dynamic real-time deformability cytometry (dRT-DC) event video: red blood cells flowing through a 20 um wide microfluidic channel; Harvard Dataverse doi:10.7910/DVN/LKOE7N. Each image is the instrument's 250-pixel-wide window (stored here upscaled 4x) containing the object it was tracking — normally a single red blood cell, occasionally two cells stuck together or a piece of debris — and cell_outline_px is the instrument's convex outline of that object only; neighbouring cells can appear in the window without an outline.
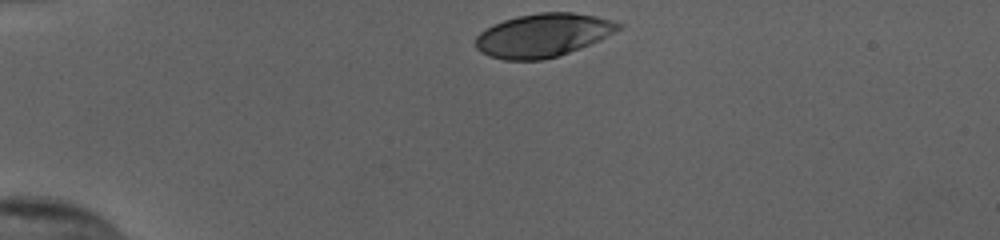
{"species": "human", "species_latin": "Homo sapiens", "temperature_condition": "cold", "stored_images_in_passage": 33, "camera_frame_rate_fps": 3000, "um_per_image_px": 0.085, "donor": {"sex": "female"}, "frame": {"image": 1, "passage_image": 1, "time_ms": 0.0, "image_size_px": [1000, 240], "cell_outline_px": [[624, 24], [620, 28], [600, 40], [560, 56], [544, 60], [504, 60], [488, 56], [480, 52], [476, 48], [476, 36], [480, 32], [492, 24], [516, 16], [540, 12], [572, 12], [596, 16]], "centroid_in_image_um": [46.13, 3.0], "position_along_channel_um": 38.9, "area_um2": 36.3}}
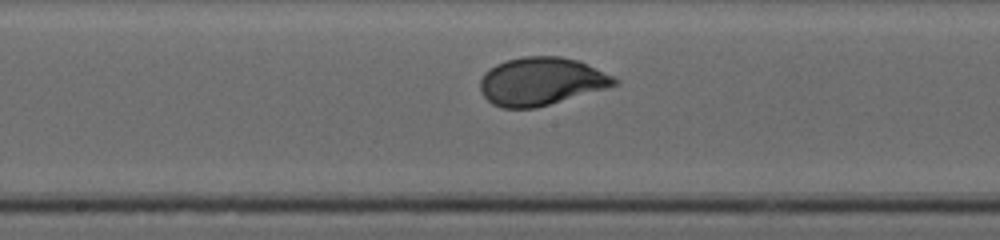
{"frame": {"image": 2, "passage_image": 18, "time_ms": 5.667, "image_size_px": [1000, 240], "cell_outline_px": [[620, 84], [536, 108], [504, 108], [492, 104], [480, 92], [480, 80], [484, 72], [488, 68], [496, 64], [508, 60], [524, 56], [560, 56], [580, 60], [620, 80]], "centroid_in_image_um": [45.99, 6.91], "position_along_channel_um": 202.2, "area_um2": 37.63}}
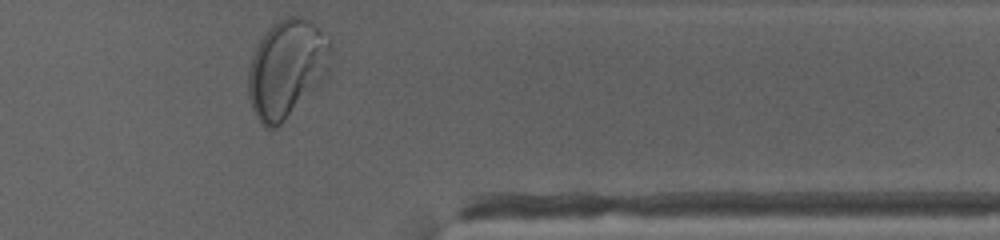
{"frame": {"image": 3, "passage_image": 33, "time_ms": 10.667, "image_size_px": [1000, 240], "cell_outline_px": [[328, 72], [324, 80], [276, 128], [264, 128], [260, 124], [252, 108], [248, 96], [248, 68], [252, 56], [260, 40], [268, 28], [272, 24], [288, 16], [300, 16], [308, 20], [328, 40]], "centroid_in_image_um": [24.31, 5.86], "position_along_channel_um": 387.1, "area_um2": 46.3}, "authors_computed_cell_mechanics": {"area_um2": 37.1076, "velocity_mm_per_s": 3.8246, "shape_relaxation_time_tau1_ms": 2.5716, "shape_relaxation_time_tau2_ms": null, "deformation_change_tau1": 0.1495, "deformation_change_tau2": null}}